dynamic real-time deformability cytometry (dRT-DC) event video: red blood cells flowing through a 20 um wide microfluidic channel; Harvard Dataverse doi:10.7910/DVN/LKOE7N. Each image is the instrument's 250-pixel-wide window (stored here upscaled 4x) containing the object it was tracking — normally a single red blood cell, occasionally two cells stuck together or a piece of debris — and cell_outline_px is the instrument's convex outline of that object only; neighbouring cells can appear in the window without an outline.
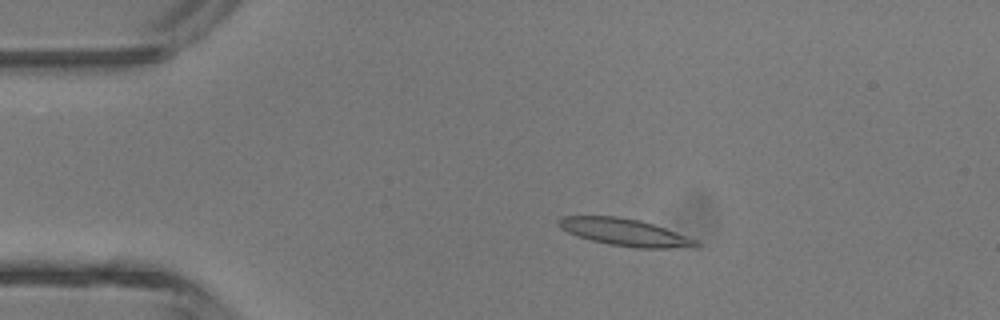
{"species": "common noctule bat (a hibernating species)", "species_latin": "Nyctalus noctula", "temperature_condition": "room temperature", "stored_images_in_passage": 3, "camera_frame_rate_fps": 3000, "um_per_image_px": 0.085, "animal": {"sex": "male", "body_mass_g": 13.3}, "frame": {"image": 1, "passage_image": 2, "time_ms": 1.0, "image_size_px": [1000, 320], "cell_outline_px": [[700, 244], [696, 248], [636, 248], [608, 244], [576, 236], [560, 228], [556, 220], [560, 216], [616, 216], [640, 220], [664, 228], [696, 240]], "centroid_in_image_um": [53.08, 19.75], "position_along_channel_um": 31.9, "area_um2": 21.73}}